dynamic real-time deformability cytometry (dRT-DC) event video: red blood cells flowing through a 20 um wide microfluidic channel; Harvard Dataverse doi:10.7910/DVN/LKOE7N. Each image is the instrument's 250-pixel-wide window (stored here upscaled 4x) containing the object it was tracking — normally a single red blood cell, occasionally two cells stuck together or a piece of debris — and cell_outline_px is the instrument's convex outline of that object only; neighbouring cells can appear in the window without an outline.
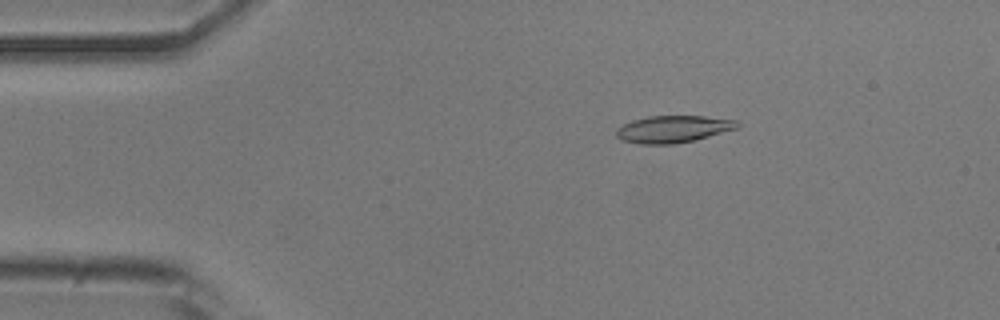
{"species": "common noctule bat (a hibernating species)", "species_latin": "Nyctalus noctula", "temperature_condition": "room temperature", "stored_images_in_passage": 52, "camera_frame_rate_fps": 3000, "um_per_image_px": 0.085, "animal": {"sex": "male", "body_mass_g": 20.5, "forearm_length_mm": 52.5}, "frame": {"image": 1, "passage_image": 9, "time_ms": 2.667, "image_size_px": [1000, 320], "cell_outline_px": [[740, 124], [736, 128], [696, 140], [672, 144], [640, 144], [624, 140], [616, 136], [616, 128], [632, 120], [648, 116], [704, 116], [736, 120]], "centroid_in_image_um": [57.2, 10.97], "position_along_channel_um": 27.8, "area_um2": 18.96}}
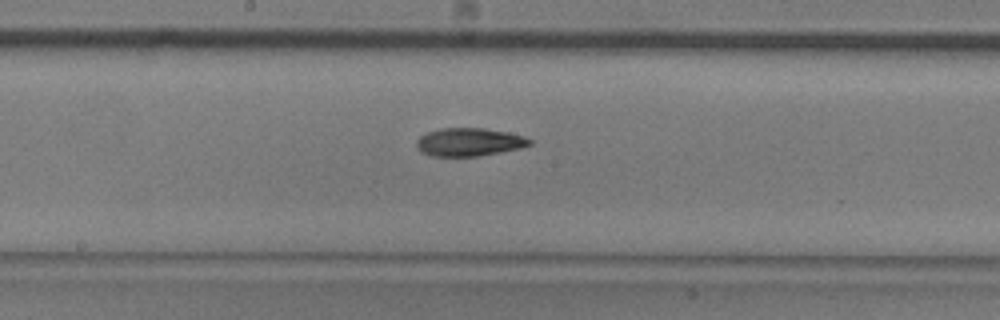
{"frame": {"image": 2, "passage_image": 27, "time_ms": 8.667, "image_size_px": [1000, 320], "cell_outline_px": [[532, 144], [520, 148], [480, 156], [432, 156], [420, 152], [416, 148], [416, 140], [420, 136], [428, 132], [440, 128], [484, 128], [508, 132], [524, 136], [532, 140]], "centroid_in_image_um": [39.86, 12.07], "position_along_channel_um": 208.3, "area_um2": 18.67}}
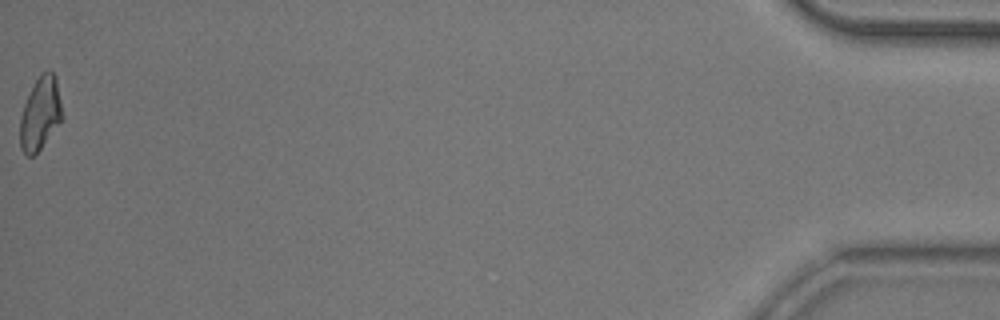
{"frame": {"image": 3, "passage_image": 52, "time_ms": 17.0, "image_size_px": [1000, 320], "cell_outline_px": [[64, 116], [40, 148], [32, 156], [28, 156], [20, 148], [20, 120], [24, 104], [36, 80], [48, 68], [56, 76]], "centroid_in_image_um": [3.44, 9.63], "position_along_channel_um": 431.8, "area_um2": 17.63}, "authors_computed_cell_mechanics": {"area_um2": 18.6116, "velocity_mm_per_s": 3.9018, "shape_relaxation_time_tau1_ms": 4.041, "shape_relaxation_time_tau2_ms": null, "deformation_change_tau1": 0.1557, "deformation_change_tau2": null}}